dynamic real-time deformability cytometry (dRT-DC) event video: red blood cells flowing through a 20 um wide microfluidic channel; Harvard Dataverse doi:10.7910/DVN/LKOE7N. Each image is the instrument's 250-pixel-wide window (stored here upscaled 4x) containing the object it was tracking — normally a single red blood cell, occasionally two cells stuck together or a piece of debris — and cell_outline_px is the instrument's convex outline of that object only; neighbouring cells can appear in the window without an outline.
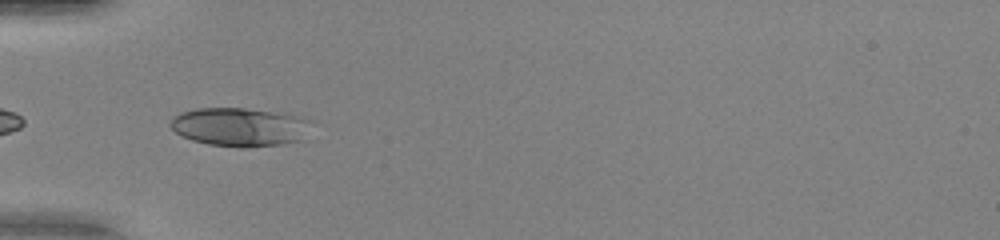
{"species": "human", "species_latin": "Homo sapiens", "temperature_condition": "warm", "stored_images_in_passage": 12, "camera_frame_rate_fps": 3000, "um_per_image_px": 0.085, "donor": {"sex": "female"}, "frame": {"image": 1, "passage_image": 1, "time_ms": 0.0, "image_size_px": [1000, 240], "cell_outline_px": [[316, 120], [300, 140], [280, 144], [244, 148], [240, 148], [208, 144], [192, 140], [176, 132], [168, 124], [172, 116], [180, 112], [196, 108], [244, 108]], "centroid_in_image_um": [20.33, 10.8], "position_along_channel_um": 64.7, "area_um2": 31.56}}
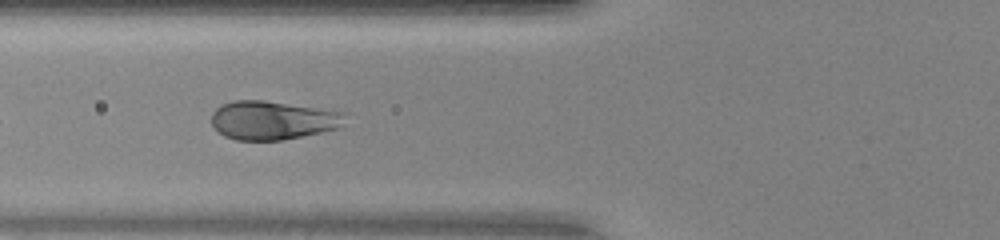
{"frame": {"image": 2, "passage_image": 4, "time_ms": 1.0, "image_size_px": [1000, 240], "cell_outline_px": [[348, 112], [340, 128], [280, 140], [236, 140], [224, 136], [212, 124], [212, 112], [220, 104], [232, 100], [264, 100]], "centroid_in_image_um": [23.18, 10.2], "position_along_channel_um": 102.6, "area_um2": 30.23}}
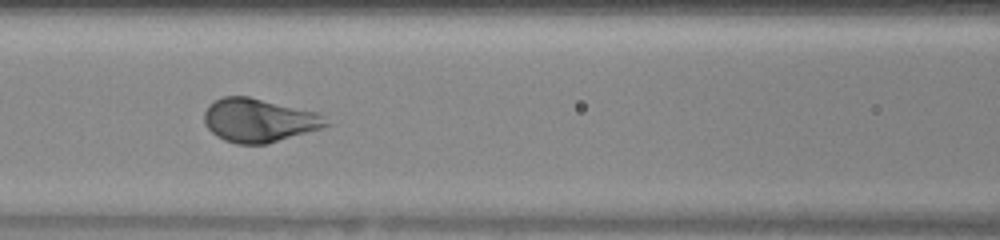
{"frame": {"image": 3, "passage_image": 7, "time_ms": 2.0, "image_size_px": [1000, 240], "cell_outline_px": [[332, 124], [320, 128], [268, 144], [236, 144], [224, 140], [216, 136], [204, 124], [204, 112], [208, 104], [224, 96], [248, 96], [316, 112]], "centroid_in_image_um": [21.96, 10.23], "position_along_channel_um": 144.6, "area_um2": 30.81}}